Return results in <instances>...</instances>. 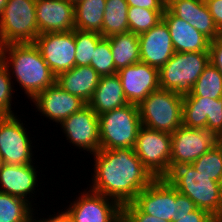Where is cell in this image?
<instances>
[{"label": "cell", "mask_w": 222, "mask_h": 222, "mask_svg": "<svg viewBox=\"0 0 222 222\" xmlns=\"http://www.w3.org/2000/svg\"><path fill=\"white\" fill-rule=\"evenodd\" d=\"M91 178L87 188L117 201L132 203L155 178L144 167L134 148L100 149L92 154Z\"/></svg>", "instance_id": "6da1fadb"}, {"label": "cell", "mask_w": 222, "mask_h": 222, "mask_svg": "<svg viewBox=\"0 0 222 222\" xmlns=\"http://www.w3.org/2000/svg\"><path fill=\"white\" fill-rule=\"evenodd\" d=\"M0 60L8 68L13 85L32 101L55 83L56 76L33 43H12L0 47ZM17 82V84H15Z\"/></svg>", "instance_id": "7a4b0ae2"}, {"label": "cell", "mask_w": 222, "mask_h": 222, "mask_svg": "<svg viewBox=\"0 0 222 222\" xmlns=\"http://www.w3.org/2000/svg\"><path fill=\"white\" fill-rule=\"evenodd\" d=\"M179 193L188 196L197 208L222 222V184L196 171L192 164L173 168L165 178Z\"/></svg>", "instance_id": "3957f363"}, {"label": "cell", "mask_w": 222, "mask_h": 222, "mask_svg": "<svg viewBox=\"0 0 222 222\" xmlns=\"http://www.w3.org/2000/svg\"><path fill=\"white\" fill-rule=\"evenodd\" d=\"M98 118L100 149L134 148L142 126L138 105L128 103Z\"/></svg>", "instance_id": "277c9868"}, {"label": "cell", "mask_w": 222, "mask_h": 222, "mask_svg": "<svg viewBox=\"0 0 222 222\" xmlns=\"http://www.w3.org/2000/svg\"><path fill=\"white\" fill-rule=\"evenodd\" d=\"M209 63L210 52H174L170 60L159 69L160 88L182 96L189 94Z\"/></svg>", "instance_id": "5b68a950"}, {"label": "cell", "mask_w": 222, "mask_h": 222, "mask_svg": "<svg viewBox=\"0 0 222 222\" xmlns=\"http://www.w3.org/2000/svg\"><path fill=\"white\" fill-rule=\"evenodd\" d=\"M182 104L181 94L161 88L153 91L138 105L141 123L172 134L182 125Z\"/></svg>", "instance_id": "8992f818"}, {"label": "cell", "mask_w": 222, "mask_h": 222, "mask_svg": "<svg viewBox=\"0 0 222 222\" xmlns=\"http://www.w3.org/2000/svg\"><path fill=\"white\" fill-rule=\"evenodd\" d=\"M23 116L19 114L0 116V157L5 164L25 165L36 163L38 160L34 150L37 145L32 143L40 139L32 137L34 135H31L29 126L27 129V123H24L27 121Z\"/></svg>", "instance_id": "52a82bcc"}, {"label": "cell", "mask_w": 222, "mask_h": 222, "mask_svg": "<svg viewBox=\"0 0 222 222\" xmlns=\"http://www.w3.org/2000/svg\"><path fill=\"white\" fill-rule=\"evenodd\" d=\"M38 35L36 0H8L0 16V47L33 43Z\"/></svg>", "instance_id": "ba28073f"}, {"label": "cell", "mask_w": 222, "mask_h": 222, "mask_svg": "<svg viewBox=\"0 0 222 222\" xmlns=\"http://www.w3.org/2000/svg\"><path fill=\"white\" fill-rule=\"evenodd\" d=\"M171 148V134L142 125L134 152L155 179L166 178L170 173Z\"/></svg>", "instance_id": "9c48e42d"}, {"label": "cell", "mask_w": 222, "mask_h": 222, "mask_svg": "<svg viewBox=\"0 0 222 222\" xmlns=\"http://www.w3.org/2000/svg\"><path fill=\"white\" fill-rule=\"evenodd\" d=\"M76 192L78 194L74 200L66 201L69 205H61L69 213L72 222H117L122 217V206L117 201L87 187Z\"/></svg>", "instance_id": "30bf717a"}, {"label": "cell", "mask_w": 222, "mask_h": 222, "mask_svg": "<svg viewBox=\"0 0 222 222\" xmlns=\"http://www.w3.org/2000/svg\"><path fill=\"white\" fill-rule=\"evenodd\" d=\"M171 141L170 171L181 164H192L218 145L220 138L208 129L181 125L171 134Z\"/></svg>", "instance_id": "8fae6325"}, {"label": "cell", "mask_w": 222, "mask_h": 222, "mask_svg": "<svg viewBox=\"0 0 222 222\" xmlns=\"http://www.w3.org/2000/svg\"><path fill=\"white\" fill-rule=\"evenodd\" d=\"M58 126L73 149L87 152L88 156L100 150L99 118L88 104L64 119Z\"/></svg>", "instance_id": "7c38bea8"}, {"label": "cell", "mask_w": 222, "mask_h": 222, "mask_svg": "<svg viewBox=\"0 0 222 222\" xmlns=\"http://www.w3.org/2000/svg\"><path fill=\"white\" fill-rule=\"evenodd\" d=\"M41 167L38 161H36V164L30 163L25 165H10L4 163L0 171V192L24 199L35 209L36 206H39L36 205L39 204V202L34 203L40 195L39 191H41V188L39 187L44 183L41 180H43V176H46L42 172ZM37 192L38 196L35 197Z\"/></svg>", "instance_id": "4fadbf2b"}, {"label": "cell", "mask_w": 222, "mask_h": 222, "mask_svg": "<svg viewBox=\"0 0 222 222\" xmlns=\"http://www.w3.org/2000/svg\"><path fill=\"white\" fill-rule=\"evenodd\" d=\"M34 44L55 76L75 67V29L39 34Z\"/></svg>", "instance_id": "5bb4252c"}, {"label": "cell", "mask_w": 222, "mask_h": 222, "mask_svg": "<svg viewBox=\"0 0 222 222\" xmlns=\"http://www.w3.org/2000/svg\"><path fill=\"white\" fill-rule=\"evenodd\" d=\"M30 103L35 107V112H39L36 115L41 116L42 123L44 122L43 117H45L47 120L49 119L48 122L52 121L53 124L55 122L53 127L57 128L64 119L86 105L78 96L64 91L57 83L44 89Z\"/></svg>", "instance_id": "9a60e30c"}, {"label": "cell", "mask_w": 222, "mask_h": 222, "mask_svg": "<svg viewBox=\"0 0 222 222\" xmlns=\"http://www.w3.org/2000/svg\"><path fill=\"white\" fill-rule=\"evenodd\" d=\"M176 189L165 179L156 178L133 200L145 214L172 222L178 216Z\"/></svg>", "instance_id": "2e32d148"}, {"label": "cell", "mask_w": 222, "mask_h": 222, "mask_svg": "<svg viewBox=\"0 0 222 222\" xmlns=\"http://www.w3.org/2000/svg\"><path fill=\"white\" fill-rule=\"evenodd\" d=\"M182 125L208 129L222 138V98L183 95Z\"/></svg>", "instance_id": "e0dca14e"}, {"label": "cell", "mask_w": 222, "mask_h": 222, "mask_svg": "<svg viewBox=\"0 0 222 222\" xmlns=\"http://www.w3.org/2000/svg\"><path fill=\"white\" fill-rule=\"evenodd\" d=\"M129 104L139 105L150 93L160 89L159 69L138 62L117 71Z\"/></svg>", "instance_id": "ac0fdd59"}, {"label": "cell", "mask_w": 222, "mask_h": 222, "mask_svg": "<svg viewBox=\"0 0 222 222\" xmlns=\"http://www.w3.org/2000/svg\"><path fill=\"white\" fill-rule=\"evenodd\" d=\"M140 62L160 69L174 55V47L166 23L161 20L150 30L138 35Z\"/></svg>", "instance_id": "d6986e66"}, {"label": "cell", "mask_w": 222, "mask_h": 222, "mask_svg": "<svg viewBox=\"0 0 222 222\" xmlns=\"http://www.w3.org/2000/svg\"><path fill=\"white\" fill-rule=\"evenodd\" d=\"M39 34L75 29L74 3L69 0H36Z\"/></svg>", "instance_id": "ffe728a7"}, {"label": "cell", "mask_w": 222, "mask_h": 222, "mask_svg": "<svg viewBox=\"0 0 222 222\" xmlns=\"http://www.w3.org/2000/svg\"><path fill=\"white\" fill-rule=\"evenodd\" d=\"M166 8L175 17L187 21L210 40L221 36L205 0H166Z\"/></svg>", "instance_id": "44dd1931"}, {"label": "cell", "mask_w": 222, "mask_h": 222, "mask_svg": "<svg viewBox=\"0 0 222 222\" xmlns=\"http://www.w3.org/2000/svg\"><path fill=\"white\" fill-rule=\"evenodd\" d=\"M162 20L168 27L175 52H209L211 40L187 21L175 17L167 8Z\"/></svg>", "instance_id": "7402d4cb"}, {"label": "cell", "mask_w": 222, "mask_h": 222, "mask_svg": "<svg viewBox=\"0 0 222 222\" xmlns=\"http://www.w3.org/2000/svg\"><path fill=\"white\" fill-rule=\"evenodd\" d=\"M100 78L101 76L91 66H75L58 74L55 83L87 104L92 98Z\"/></svg>", "instance_id": "603a6c76"}, {"label": "cell", "mask_w": 222, "mask_h": 222, "mask_svg": "<svg viewBox=\"0 0 222 222\" xmlns=\"http://www.w3.org/2000/svg\"><path fill=\"white\" fill-rule=\"evenodd\" d=\"M97 115L128 104L123 92L121 80L117 74L102 76L87 103Z\"/></svg>", "instance_id": "cb8c5ba5"}, {"label": "cell", "mask_w": 222, "mask_h": 222, "mask_svg": "<svg viewBox=\"0 0 222 222\" xmlns=\"http://www.w3.org/2000/svg\"><path fill=\"white\" fill-rule=\"evenodd\" d=\"M108 38L117 71L140 62V48L137 34L126 32L115 34Z\"/></svg>", "instance_id": "d4e9b609"}, {"label": "cell", "mask_w": 222, "mask_h": 222, "mask_svg": "<svg viewBox=\"0 0 222 222\" xmlns=\"http://www.w3.org/2000/svg\"><path fill=\"white\" fill-rule=\"evenodd\" d=\"M106 0H79L74 4L75 29L102 35Z\"/></svg>", "instance_id": "484cf974"}, {"label": "cell", "mask_w": 222, "mask_h": 222, "mask_svg": "<svg viewBox=\"0 0 222 222\" xmlns=\"http://www.w3.org/2000/svg\"><path fill=\"white\" fill-rule=\"evenodd\" d=\"M128 8L126 0H106L102 25L103 37L129 32Z\"/></svg>", "instance_id": "4316f807"}, {"label": "cell", "mask_w": 222, "mask_h": 222, "mask_svg": "<svg viewBox=\"0 0 222 222\" xmlns=\"http://www.w3.org/2000/svg\"><path fill=\"white\" fill-rule=\"evenodd\" d=\"M33 210L24 199L0 192V222H30Z\"/></svg>", "instance_id": "83f0119b"}, {"label": "cell", "mask_w": 222, "mask_h": 222, "mask_svg": "<svg viewBox=\"0 0 222 222\" xmlns=\"http://www.w3.org/2000/svg\"><path fill=\"white\" fill-rule=\"evenodd\" d=\"M187 95L210 99L222 98V74L210 62Z\"/></svg>", "instance_id": "f1b7e54d"}, {"label": "cell", "mask_w": 222, "mask_h": 222, "mask_svg": "<svg viewBox=\"0 0 222 222\" xmlns=\"http://www.w3.org/2000/svg\"><path fill=\"white\" fill-rule=\"evenodd\" d=\"M163 13L164 10H149L142 7L129 6V32L139 35L150 30L162 20Z\"/></svg>", "instance_id": "f546056e"}, {"label": "cell", "mask_w": 222, "mask_h": 222, "mask_svg": "<svg viewBox=\"0 0 222 222\" xmlns=\"http://www.w3.org/2000/svg\"><path fill=\"white\" fill-rule=\"evenodd\" d=\"M192 165L198 173L222 184V144L219 143L213 149L207 151Z\"/></svg>", "instance_id": "4dcf8cb0"}, {"label": "cell", "mask_w": 222, "mask_h": 222, "mask_svg": "<svg viewBox=\"0 0 222 222\" xmlns=\"http://www.w3.org/2000/svg\"><path fill=\"white\" fill-rule=\"evenodd\" d=\"M102 37L97 32L75 29V66H90L97 43Z\"/></svg>", "instance_id": "1f68e13d"}, {"label": "cell", "mask_w": 222, "mask_h": 222, "mask_svg": "<svg viewBox=\"0 0 222 222\" xmlns=\"http://www.w3.org/2000/svg\"><path fill=\"white\" fill-rule=\"evenodd\" d=\"M90 66L101 77L117 74L108 37H102L98 41Z\"/></svg>", "instance_id": "d6a6232c"}, {"label": "cell", "mask_w": 222, "mask_h": 222, "mask_svg": "<svg viewBox=\"0 0 222 222\" xmlns=\"http://www.w3.org/2000/svg\"><path fill=\"white\" fill-rule=\"evenodd\" d=\"M17 90L19 89H15L8 68L0 60V116H8L19 113L18 111L13 110L17 107L15 106V98L16 96H19L17 94Z\"/></svg>", "instance_id": "836d02e7"}, {"label": "cell", "mask_w": 222, "mask_h": 222, "mask_svg": "<svg viewBox=\"0 0 222 222\" xmlns=\"http://www.w3.org/2000/svg\"><path fill=\"white\" fill-rule=\"evenodd\" d=\"M122 217L127 222H168L143 213L133 202L122 206Z\"/></svg>", "instance_id": "e575fe53"}, {"label": "cell", "mask_w": 222, "mask_h": 222, "mask_svg": "<svg viewBox=\"0 0 222 222\" xmlns=\"http://www.w3.org/2000/svg\"><path fill=\"white\" fill-rule=\"evenodd\" d=\"M51 210H54V211H52L53 214L48 213V215L46 216L45 213H42V212H45V211H43V209L40 211L41 213H39L38 212L39 210H37L35 208L33 210L32 220L34 222H72L69 213L64 208L63 209L60 208L59 210H57V212H55L56 211L55 208L54 209L52 208Z\"/></svg>", "instance_id": "d590c367"}, {"label": "cell", "mask_w": 222, "mask_h": 222, "mask_svg": "<svg viewBox=\"0 0 222 222\" xmlns=\"http://www.w3.org/2000/svg\"><path fill=\"white\" fill-rule=\"evenodd\" d=\"M172 222H218L213 216L203 209L196 208L189 214L178 215Z\"/></svg>", "instance_id": "8d00e7d4"}, {"label": "cell", "mask_w": 222, "mask_h": 222, "mask_svg": "<svg viewBox=\"0 0 222 222\" xmlns=\"http://www.w3.org/2000/svg\"><path fill=\"white\" fill-rule=\"evenodd\" d=\"M210 62L222 74V35L210 41Z\"/></svg>", "instance_id": "74e56055"}, {"label": "cell", "mask_w": 222, "mask_h": 222, "mask_svg": "<svg viewBox=\"0 0 222 222\" xmlns=\"http://www.w3.org/2000/svg\"><path fill=\"white\" fill-rule=\"evenodd\" d=\"M214 23L222 35V0H205Z\"/></svg>", "instance_id": "f35d334b"}, {"label": "cell", "mask_w": 222, "mask_h": 222, "mask_svg": "<svg viewBox=\"0 0 222 222\" xmlns=\"http://www.w3.org/2000/svg\"><path fill=\"white\" fill-rule=\"evenodd\" d=\"M177 203V214L184 215L189 214L190 212L194 211L197 207L194 202L188 197L176 190V201Z\"/></svg>", "instance_id": "ab89813d"}, {"label": "cell", "mask_w": 222, "mask_h": 222, "mask_svg": "<svg viewBox=\"0 0 222 222\" xmlns=\"http://www.w3.org/2000/svg\"><path fill=\"white\" fill-rule=\"evenodd\" d=\"M129 6L142 7L149 10H165L166 0H126Z\"/></svg>", "instance_id": "60d3db41"}, {"label": "cell", "mask_w": 222, "mask_h": 222, "mask_svg": "<svg viewBox=\"0 0 222 222\" xmlns=\"http://www.w3.org/2000/svg\"><path fill=\"white\" fill-rule=\"evenodd\" d=\"M8 0H0V16L2 15L4 8L7 5Z\"/></svg>", "instance_id": "b9f144b4"}, {"label": "cell", "mask_w": 222, "mask_h": 222, "mask_svg": "<svg viewBox=\"0 0 222 222\" xmlns=\"http://www.w3.org/2000/svg\"><path fill=\"white\" fill-rule=\"evenodd\" d=\"M3 165H4V162H3L2 158L0 157V171H1Z\"/></svg>", "instance_id": "7bdbcfd3"}, {"label": "cell", "mask_w": 222, "mask_h": 222, "mask_svg": "<svg viewBox=\"0 0 222 222\" xmlns=\"http://www.w3.org/2000/svg\"><path fill=\"white\" fill-rule=\"evenodd\" d=\"M117 222H127L123 217H121Z\"/></svg>", "instance_id": "ee69618b"}, {"label": "cell", "mask_w": 222, "mask_h": 222, "mask_svg": "<svg viewBox=\"0 0 222 222\" xmlns=\"http://www.w3.org/2000/svg\"><path fill=\"white\" fill-rule=\"evenodd\" d=\"M69 1L75 4L79 0H69Z\"/></svg>", "instance_id": "f6af8a7d"}]
</instances>
